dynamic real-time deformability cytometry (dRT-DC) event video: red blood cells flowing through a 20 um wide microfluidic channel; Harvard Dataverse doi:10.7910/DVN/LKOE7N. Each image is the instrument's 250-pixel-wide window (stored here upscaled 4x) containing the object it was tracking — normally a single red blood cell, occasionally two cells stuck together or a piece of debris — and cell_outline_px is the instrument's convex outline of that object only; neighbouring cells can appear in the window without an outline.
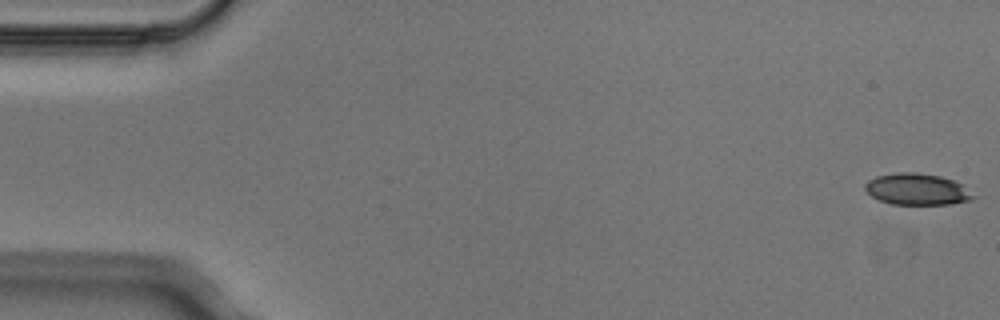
{"species": "Egyptian fruit bat (a non-hibernating species)", "species_latin": "Rousettus aegyptiacus", "temperature_condition": "cold", "stored_images_in_passage": 5, "camera_frame_rate_fps": 3000, "um_per_image_px": 0.085, "animal": {"sex": "male"}, "frame": {"image": 1, "passage_image": 1, "time_ms": 0.0, "image_size_px": [1000, 320], "cell_outline_px": [[976, 196], [972, 200], [952, 204], [892, 204], [880, 200], [872, 196], [864, 188], [864, 184], [868, 180], [876, 176], [900, 172], [916, 172], [940, 176], [964, 184]], "centroid_in_image_um": [77.99, 16.08], "position_along_channel_um": 7.0, "area_um2": 19.94}}